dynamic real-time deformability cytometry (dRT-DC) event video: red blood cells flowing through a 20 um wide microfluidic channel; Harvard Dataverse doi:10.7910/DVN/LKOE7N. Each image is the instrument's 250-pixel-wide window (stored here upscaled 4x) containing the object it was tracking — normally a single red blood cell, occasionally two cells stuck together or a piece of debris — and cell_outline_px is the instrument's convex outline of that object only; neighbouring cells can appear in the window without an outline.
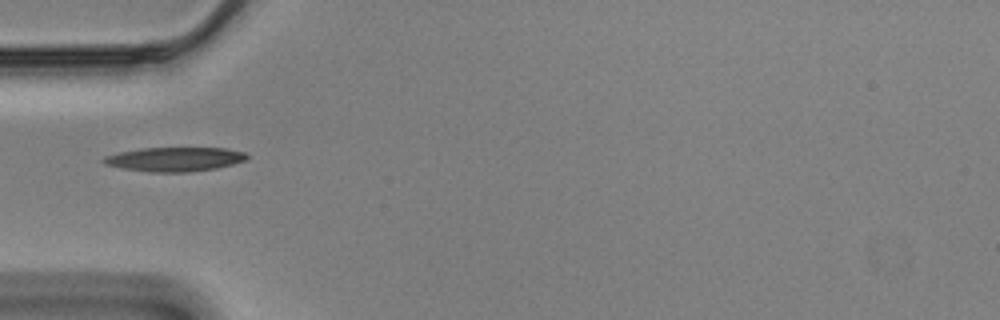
{"species": "Egyptian fruit bat (a non-hibernating species)", "species_latin": "Rousettus aegyptiacus", "temperature_condition": "cold", "stored_images_in_passage": 40, "camera_frame_rate_fps": 3000, "um_per_image_px": 0.085, "animal": {"sex": "male"}, "frame": {"image": 1, "passage_image": 1, "time_ms": 0.0, "image_size_px": [1000, 320], "cell_outline_px": [[248, 156], [244, 160], [232, 164], [216, 168], [188, 172], [148, 172], [124, 168], [104, 164], [100, 160], [104, 156], [120, 152], [140, 148], [224, 148], [244, 152]], "centroid_in_image_um": [14.8, 13.53], "position_along_channel_um": 70.2, "area_um2": 20.06}}
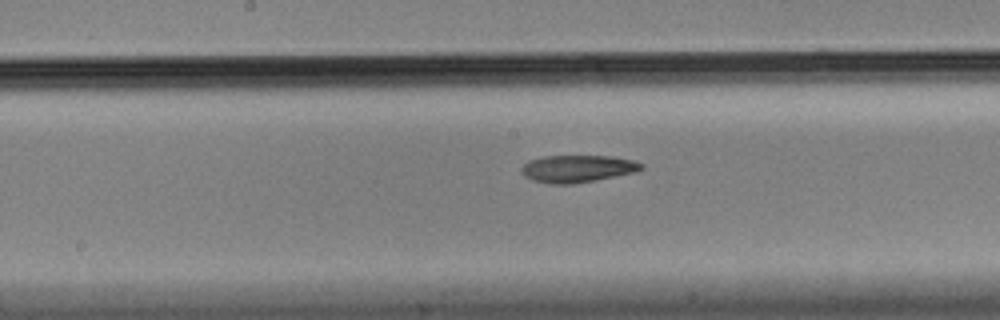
{"frame": {"image": 2, "passage_image": 12, "time_ms": 3.667, "image_size_px": [1000, 320], "cell_outline_px": [[644, 168], [636, 172], [596, 180], [572, 184], [548, 184], [532, 180], [524, 176], [520, 172], [520, 168], [528, 160], [544, 156], [612, 156], [632, 160], [644, 164]], "centroid_in_image_um": [49.06, 14.34], "position_along_channel_um": 199.1, "area_um2": 19.25}}
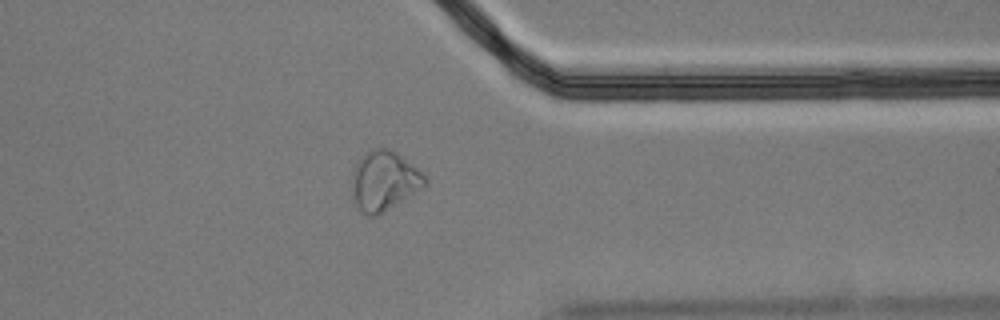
{"frame": {"image": 3, "passage_image": 28, "time_ms": 9.0, "image_size_px": [1000, 320], "cell_outline_px": [[428, 180], [424, 184], [376, 216], [368, 216], [356, 204], [352, 188], [352, 176], [356, 160], [372, 148], [388, 148], [396, 152], [412, 164]], "centroid_in_image_um": [32.59, 15.31], "position_along_channel_um": 378.8, "area_um2": 24.39}}